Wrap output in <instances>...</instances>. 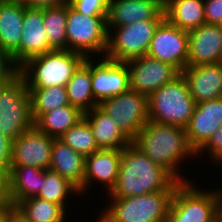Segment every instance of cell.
<instances>
[{
    "label": "cell",
    "instance_id": "cell-7",
    "mask_svg": "<svg viewBox=\"0 0 222 222\" xmlns=\"http://www.w3.org/2000/svg\"><path fill=\"white\" fill-rule=\"evenodd\" d=\"M67 50L86 58L104 57L108 47L107 17H91L75 11L67 1Z\"/></svg>",
    "mask_w": 222,
    "mask_h": 222
},
{
    "label": "cell",
    "instance_id": "cell-34",
    "mask_svg": "<svg viewBox=\"0 0 222 222\" xmlns=\"http://www.w3.org/2000/svg\"><path fill=\"white\" fill-rule=\"evenodd\" d=\"M207 153L210 158V162L214 161L213 164L222 168V126L218 128L208 141L196 152V158L202 157L203 154ZM201 154V155H200ZM198 156V157H197Z\"/></svg>",
    "mask_w": 222,
    "mask_h": 222
},
{
    "label": "cell",
    "instance_id": "cell-38",
    "mask_svg": "<svg viewBox=\"0 0 222 222\" xmlns=\"http://www.w3.org/2000/svg\"><path fill=\"white\" fill-rule=\"evenodd\" d=\"M8 222H32L22 211L8 201Z\"/></svg>",
    "mask_w": 222,
    "mask_h": 222
},
{
    "label": "cell",
    "instance_id": "cell-17",
    "mask_svg": "<svg viewBox=\"0 0 222 222\" xmlns=\"http://www.w3.org/2000/svg\"><path fill=\"white\" fill-rule=\"evenodd\" d=\"M187 66L222 62V26L204 23L188 31Z\"/></svg>",
    "mask_w": 222,
    "mask_h": 222
},
{
    "label": "cell",
    "instance_id": "cell-25",
    "mask_svg": "<svg viewBox=\"0 0 222 222\" xmlns=\"http://www.w3.org/2000/svg\"><path fill=\"white\" fill-rule=\"evenodd\" d=\"M165 19L181 30L190 31L205 23L203 0H164Z\"/></svg>",
    "mask_w": 222,
    "mask_h": 222
},
{
    "label": "cell",
    "instance_id": "cell-36",
    "mask_svg": "<svg viewBox=\"0 0 222 222\" xmlns=\"http://www.w3.org/2000/svg\"><path fill=\"white\" fill-rule=\"evenodd\" d=\"M205 23L222 26V0H203Z\"/></svg>",
    "mask_w": 222,
    "mask_h": 222
},
{
    "label": "cell",
    "instance_id": "cell-27",
    "mask_svg": "<svg viewBox=\"0 0 222 222\" xmlns=\"http://www.w3.org/2000/svg\"><path fill=\"white\" fill-rule=\"evenodd\" d=\"M83 116L84 113L78 107L68 104L39 115L34 120V126L48 136L58 139Z\"/></svg>",
    "mask_w": 222,
    "mask_h": 222
},
{
    "label": "cell",
    "instance_id": "cell-9",
    "mask_svg": "<svg viewBox=\"0 0 222 222\" xmlns=\"http://www.w3.org/2000/svg\"><path fill=\"white\" fill-rule=\"evenodd\" d=\"M163 20L137 21L108 28V47L105 58L126 62L147 55L154 32Z\"/></svg>",
    "mask_w": 222,
    "mask_h": 222
},
{
    "label": "cell",
    "instance_id": "cell-39",
    "mask_svg": "<svg viewBox=\"0 0 222 222\" xmlns=\"http://www.w3.org/2000/svg\"><path fill=\"white\" fill-rule=\"evenodd\" d=\"M24 6L44 8L67 2L68 0H19Z\"/></svg>",
    "mask_w": 222,
    "mask_h": 222
},
{
    "label": "cell",
    "instance_id": "cell-28",
    "mask_svg": "<svg viewBox=\"0 0 222 222\" xmlns=\"http://www.w3.org/2000/svg\"><path fill=\"white\" fill-rule=\"evenodd\" d=\"M72 195L80 196L79 190L73 184L59 173L51 169L45 170V182L36 197L58 204L68 212L67 208Z\"/></svg>",
    "mask_w": 222,
    "mask_h": 222
},
{
    "label": "cell",
    "instance_id": "cell-1",
    "mask_svg": "<svg viewBox=\"0 0 222 222\" xmlns=\"http://www.w3.org/2000/svg\"><path fill=\"white\" fill-rule=\"evenodd\" d=\"M132 143L154 163L166 169L177 181H192L181 173L182 163L196 156V152L188 143L184 128L148 121Z\"/></svg>",
    "mask_w": 222,
    "mask_h": 222
},
{
    "label": "cell",
    "instance_id": "cell-24",
    "mask_svg": "<svg viewBox=\"0 0 222 222\" xmlns=\"http://www.w3.org/2000/svg\"><path fill=\"white\" fill-rule=\"evenodd\" d=\"M24 12L19 0L0 1V48L10 55L20 44Z\"/></svg>",
    "mask_w": 222,
    "mask_h": 222
},
{
    "label": "cell",
    "instance_id": "cell-14",
    "mask_svg": "<svg viewBox=\"0 0 222 222\" xmlns=\"http://www.w3.org/2000/svg\"><path fill=\"white\" fill-rule=\"evenodd\" d=\"M91 85L94 99L98 103L128 91L129 71L126 62L112 61L105 57L91 58Z\"/></svg>",
    "mask_w": 222,
    "mask_h": 222
},
{
    "label": "cell",
    "instance_id": "cell-23",
    "mask_svg": "<svg viewBox=\"0 0 222 222\" xmlns=\"http://www.w3.org/2000/svg\"><path fill=\"white\" fill-rule=\"evenodd\" d=\"M99 149H123L132 141L99 106L84 113Z\"/></svg>",
    "mask_w": 222,
    "mask_h": 222
},
{
    "label": "cell",
    "instance_id": "cell-11",
    "mask_svg": "<svg viewBox=\"0 0 222 222\" xmlns=\"http://www.w3.org/2000/svg\"><path fill=\"white\" fill-rule=\"evenodd\" d=\"M188 31L164 19L156 28L147 55L174 66L180 73L187 67Z\"/></svg>",
    "mask_w": 222,
    "mask_h": 222
},
{
    "label": "cell",
    "instance_id": "cell-15",
    "mask_svg": "<svg viewBox=\"0 0 222 222\" xmlns=\"http://www.w3.org/2000/svg\"><path fill=\"white\" fill-rule=\"evenodd\" d=\"M22 31L19 47L11 54L18 68L29 59L54 50L44 29L43 8L25 6Z\"/></svg>",
    "mask_w": 222,
    "mask_h": 222
},
{
    "label": "cell",
    "instance_id": "cell-10",
    "mask_svg": "<svg viewBox=\"0 0 222 222\" xmlns=\"http://www.w3.org/2000/svg\"><path fill=\"white\" fill-rule=\"evenodd\" d=\"M98 106L131 141L149 121L148 96L130 89L102 100Z\"/></svg>",
    "mask_w": 222,
    "mask_h": 222
},
{
    "label": "cell",
    "instance_id": "cell-29",
    "mask_svg": "<svg viewBox=\"0 0 222 222\" xmlns=\"http://www.w3.org/2000/svg\"><path fill=\"white\" fill-rule=\"evenodd\" d=\"M67 2L43 8L44 29L53 49L67 50Z\"/></svg>",
    "mask_w": 222,
    "mask_h": 222
},
{
    "label": "cell",
    "instance_id": "cell-6",
    "mask_svg": "<svg viewBox=\"0 0 222 222\" xmlns=\"http://www.w3.org/2000/svg\"><path fill=\"white\" fill-rule=\"evenodd\" d=\"M182 73L148 96L149 121L186 128L195 108Z\"/></svg>",
    "mask_w": 222,
    "mask_h": 222
},
{
    "label": "cell",
    "instance_id": "cell-42",
    "mask_svg": "<svg viewBox=\"0 0 222 222\" xmlns=\"http://www.w3.org/2000/svg\"><path fill=\"white\" fill-rule=\"evenodd\" d=\"M218 222H222V197L220 199L219 208H218Z\"/></svg>",
    "mask_w": 222,
    "mask_h": 222
},
{
    "label": "cell",
    "instance_id": "cell-3",
    "mask_svg": "<svg viewBox=\"0 0 222 222\" xmlns=\"http://www.w3.org/2000/svg\"><path fill=\"white\" fill-rule=\"evenodd\" d=\"M176 181L168 190L126 198H108L109 206L98 213L100 222H166ZM111 200V201H110Z\"/></svg>",
    "mask_w": 222,
    "mask_h": 222
},
{
    "label": "cell",
    "instance_id": "cell-4",
    "mask_svg": "<svg viewBox=\"0 0 222 222\" xmlns=\"http://www.w3.org/2000/svg\"><path fill=\"white\" fill-rule=\"evenodd\" d=\"M86 57L70 50L54 49L29 59L19 68L27 88L65 87Z\"/></svg>",
    "mask_w": 222,
    "mask_h": 222
},
{
    "label": "cell",
    "instance_id": "cell-8",
    "mask_svg": "<svg viewBox=\"0 0 222 222\" xmlns=\"http://www.w3.org/2000/svg\"><path fill=\"white\" fill-rule=\"evenodd\" d=\"M33 126L30 93L24 77L18 73L0 86V132L14 141Z\"/></svg>",
    "mask_w": 222,
    "mask_h": 222
},
{
    "label": "cell",
    "instance_id": "cell-16",
    "mask_svg": "<svg viewBox=\"0 0 222 222\" xmlns=\"http://www.w3.org/2000/svg\"><path fill=\"white\" fill-rule=\"evenodd\" d=\"M121 157L122 149H100L85 157L83 195L91 185L95 188L93 184L106 187L105 194H109L117 183Z\"/></svg>",
    "mask_w": 222,
    "mask_h": 222
},
{
    "label": "cell",
    "instance_id": "cell-30",
    "mask_svg": "<svg viewBox=\"0 0 222 222\" xmlns=\"http://www.w3.org/2000/svg\"><path fill=\"white\" fill-rule=\"evenodd\" d=\"M16 206L32 222H67L68 219L67 212L60 205L38 197L22 200Z\"/></svg>",
    "mask_w": 222,
    "mask_h": 222
},
{
    "label": "cell",
    "instance_id": "cell-33",
    "mask_svg": "<svg viewBox=\"0 0 222 222\" xmlns=\"http://www.w3.org/2000/svg\"><path fill=\"white\" fill-rule=\"evenodd\" d=\"M77 12L91 17H107L109 0H68Z\"/></svg>",
    "mask_w": 222,
    "mask_h": 222
},
{
    "label": "cell",
    "instance_id": "cell-37",
    "mask_svg": "<svg viewBox=\"0 0 222 222\" xmlns=\"http://www.w3.org/2000/svg\"><path fill=\"white\" fill-rule=\"evenodd\" d=\"M11 170V154H0V190L6 185Z\"/></svg>",
    "mask_w": 222,
    "mask_h": 222
},
{
    "label": "cell",
    "instance_id": "cell-22",
    "mask_svg": "<svg viewBox=\"0 0 222 222\" xmlns=\"http://www.w3.org/2000/svg\"><path fill=\"white\" fill-rule=\"evenodd\" d=\"M49 169L68 180L79 190L80 196H83L85 174V157L83 155L74 151L60 139H54Z\"/></svg>",
    "mask_w": 222,
    "mask_h": 222
},
{
    "label": "cell",
    "instance_id": "cell-32",
    "mask_svg": "<svg viewBox=\"0 0 222 222\" xmlns=\"http://www.w3.org/2000/svg\"><path fill=\"white\" fill-rule=\"evenodd\" d=\"M58 139L84 157L100 150L95 141L92 129L84 118L75 126L68 129Z\"/></svg>",
    "mask_w": 222,
    "mask_h": 222
},
{
    "label": "cell",
    "instance_id": "cell-2",
    "mask_svg": "<svg viewBox=\"0 0 222 222\" xmlns=\"http://www.w3.org/2000/svg\"><path fill=\"white\" fill-rule=\"evenodd\" d=\"M176 181L131 142L122 149L117 183L107 196L126 198L168 190Z\"/></svg>",
    "mask_w": 222,
    "mask_h": 222
},
{
    "label": "cell",
    "instance_id": "cell-13",
    "mask_svg": "<svg viewBox=\"0 0 222 222\" xmlns=\"http://www.w3.org/2000/svg\"><path fill=\"white\" fill-rule=\"evenodd\" d=\"M54 139L35 126L24 131L13 141L11 166L49 169Z\"/></svg>",
    "mask_w": 222,
    "mask_h": 222
},
{
    "label": "cell",
    "instance_id": "cell-18",
    "mask_svg": "<svg viewBox=\"0 0 222 222\" xmlns=\"http://www.w3.org/2000/svg\"><path fill=\"white\" fill-rule=\"evenodd\" d=\"M164 19V0H109L107 27Z\"/></svg>",
    "mask_w": 222,
    "mask_h": 222
},
{
    "label": "cell",
    "instance_id": "cell-5",
    "mask_svg": "<svg viewBox=\"0 0 222 222\" xmlns=\"http://www.w3.org/2000/svg\"><path fill=\"white\" fill-rule=\"evenodd\" d=\"M193 181L181 182L176 187L166 222H218L222 188L205 190Z\"/></svg>",
    "mask_w": 222,
    "mask_h": 222
},
{
    "label": "cell",
    "instance_id": "cell-40",
    "mask_svg": "<svg viewBox=\"0 0 222 222\" xmlns=\"http://www.w3.org/2000/svg\"><path fill=\"white\" fill-rule=\"evenodd\" d=\"M13 141L0 132V154H11Z\"/></svg>",
    "mask_w": 222,
    "mask_h": 222
},
{
    "label": "cell",
    "instance_id": "cell-21",
    "mask_svg": "<svg viewBox=\"0 0 222 222\" xmlns=\"http://www.w3.org/2000/svg\"><path fill=\"white\" fill-rule=\"evenodd\" d=\"M45 182V170L31 166H11L6 185L0 196L16 205L27 198L36 197Z\"/></svg>",
    "mask_w": 222,
    "mask_h": 222
},
{
    "label": "cell",
    "instance_id": "cell-41",
    "mask_svg": "<svg viewBox=\"0 0 222 222\" xmlns=\"http://www.w3.org/2000/svg\"><path fill=\"white\" fill-rule=\"evenodd\" d=\"M0 222H8V201L0 196Z\"/></svg>",
    "mask_w": 222,
    "mask_h": 222
},
{
    "label": "cell",
    "instance_id": "cell-35",
    "mask_svg": "<svg viewBox=\"0 0 222 222\" xmlns=\"http://www.w3.org/2000/svg\"><path fill=\"white\" fill-rule=\"evenodd\" d=\"M19 73L10 54L0 48V86L8 83Z\"/></svg>",
    "mask_w": 222,
    "mask_h": 222
},
{
    "label": "cell",
    "instance_id": "cell-31",
    "mask_svg": "<svg viewBox=\"0 0 222 222\" xmlns=\"http://www.w3.org/2000/svg\"><path fill=\"white\" fill-rule=\"evenodd\" d=\"M30 93L33 120L39 115L69 104L66 88L51 86L47 88H27Z\"/></svg>",
    "mask_w": 222,
    "mask_h": 222
},
{
    "label": "cell",
    "instance_id": "cell-19",
    "mask_svg": "<svg viewBox=\"0 0 222 222\" xmlns=\"http://www.w3.org/2000/svg\"><path fill=\"white\" fill-rule=\"evenodd\" d=\"M222 126V98L196 103L185 128L190 147L197 152Z\"/></svg>",
    "mask_w": 222,
    "mask_h": 222
},
{
    "label": "cell",
    "instance_id": "cell-20",
    "mask_svg": "<svg viewBox=\"0 0 222 222\" xmlns=\"http://www.w3.org/2000/svg\"><path fill=\"white\" fill-rule=\"evenodd\" d=\"M181 73L195 103L222 98V62L187 66Z\"/></svg>",
    "mask_w": 222,
    "mask_h": 222
},
{
    "label": "cell",
    "instance_id": "cell-12",
    "mask_svg": "<svg viewBox=\"0 0 222 222\" xmlns=\"http://www.w3.org/2000/svg\"><path fill=\"white\" fill-rule=\"evenodd\" d=\"M130 90L149 96L181 73L172 65L148 55L126 61Z\"/></svg>",
    "mask_w": 222,
    "mask_h": 222
},
{
    "label": "cell",
    "instance_id": "cell-26",
    "mask_svg": "<svg viewBox=\"0 0 222 222\" xmlns=\"http://www.w3.org/2000/svg\"><path fill=\"white\" fill-rule=\"evenodd\" d=\"M65 88L69 104L78 107L83 113L99 105L92 92L91 58H86L77 68Z\"/></svg>",
    "mask_w": 222,
    "mask_h": 222
}]
</instances>
